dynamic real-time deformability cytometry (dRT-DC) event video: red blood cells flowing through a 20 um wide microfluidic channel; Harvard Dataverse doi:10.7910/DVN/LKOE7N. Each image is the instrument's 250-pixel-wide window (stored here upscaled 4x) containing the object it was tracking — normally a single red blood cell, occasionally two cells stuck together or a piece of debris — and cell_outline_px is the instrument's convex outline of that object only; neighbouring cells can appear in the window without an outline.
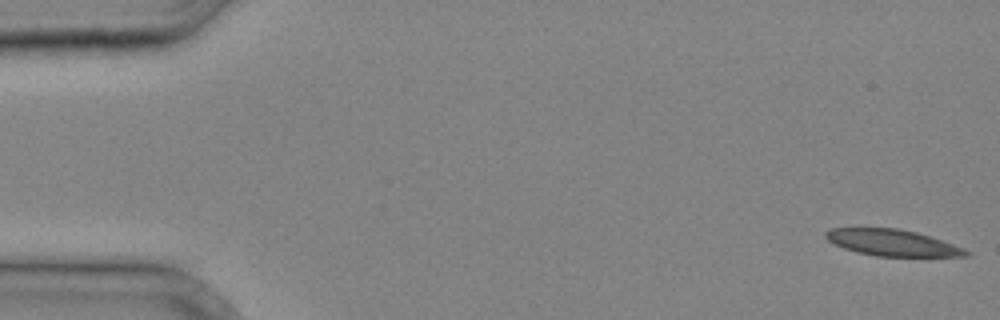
{"species": "common noctule bat (a hibernating species)", "species_latin": "Nyctalus noctula", "temperature_condition": "cold", "stored_images_in_passage": 8, "camera_frame_rate_fps": 3000, "um_per_image_px": 0.085, "animal": {"sex": "male", "body_mass_g": 20.4}, "frame": {"image": 1, "passage_image": 1, "time_ms": 0.0, "image_size_px": [1000, 320], "cell_outline_px": [[972, 252], [968, 256], [876, 256], [856, 252], [844, 248], [828, 240], [824, 236], [824, 232], [832, 228], [900, 228], [916, 232], [964, 248]], "centroid_in_image_um": [75.83, 20.63], "position_along_channel_um": 9.2, "area_um2": 21.39}}